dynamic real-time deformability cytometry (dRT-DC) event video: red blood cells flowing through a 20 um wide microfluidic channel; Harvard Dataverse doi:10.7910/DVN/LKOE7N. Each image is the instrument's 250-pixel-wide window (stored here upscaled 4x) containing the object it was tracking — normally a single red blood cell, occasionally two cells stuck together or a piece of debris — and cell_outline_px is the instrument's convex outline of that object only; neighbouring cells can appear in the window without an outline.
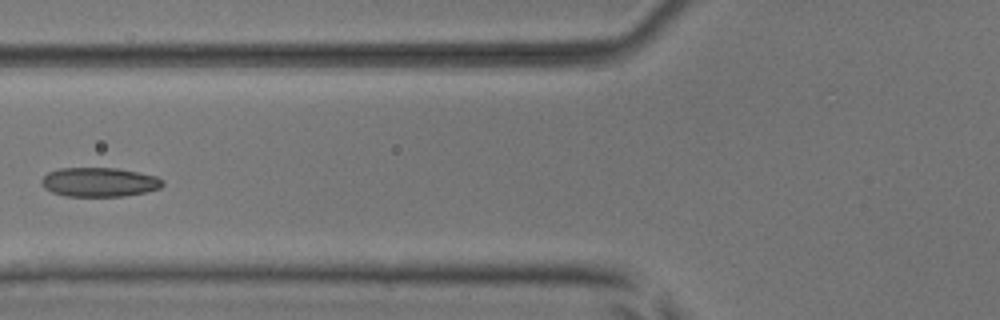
{"species": "common noctule bat (a hibernating species)", "species_latin": "Nyctalus noctula", "temperature_condition": "room temperature", "stored_images_in_passage": 4, "camera_frame_rate_fps": 3000, "um_per_image_px": 0.085, "animal": {"sex": "male", "body_mass_g": 17.9, "forearm_length_mm": 54.2}, "frame": {"image": 1, "passage_image": 4, "time_ms": 3.333, "image_size_px": [1000, 320], "cell_outline_px": [[164, 184], [160, 188], [144, 192], [124, 196], [64, 196], [52, 192], [44, 188], [40, 184], [40, 180], [48, 172], [60, 168], [116, 168], [156, 176], [164, 180]], "centroid_in_image_um": [8.41, 15.48], "position_along_channel_um": 117.4, "area_um2": 20.63}}